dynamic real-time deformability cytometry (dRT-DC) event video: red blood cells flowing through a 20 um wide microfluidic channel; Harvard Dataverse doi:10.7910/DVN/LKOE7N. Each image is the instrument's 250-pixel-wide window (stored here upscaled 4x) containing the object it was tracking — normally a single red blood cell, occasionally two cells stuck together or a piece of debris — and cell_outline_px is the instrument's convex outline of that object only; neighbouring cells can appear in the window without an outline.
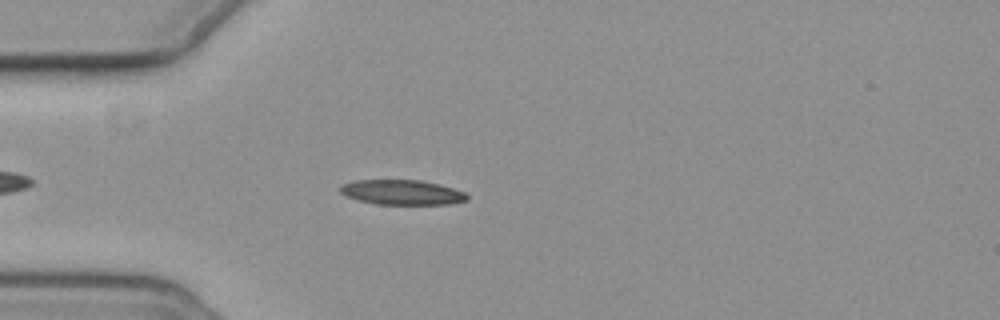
{"species": "common noctule bat (a hibernating species)", "species_latin": "Nyctalus noctula", "temperature_condition": "cold", "stored_images_in_passage": 3, "camera_frame_rate_fps": 3000, "um_per_image_px": 0.085, "animal": {"sex": "female", "body_mass_g": 19.3, "forearm_length_mm": 54.1}, "frame": {"image": 1, "passage_image": 2, "time_ms": 1.0, "image_size_px": [1000, 320], "cell_outline_px": [[468, 200], [452, 204], [376, 204], [360, 200], [348, 196], [340, 192], [340, 188], [344, 184], [356, 180], [420, 180], [452, 188], [464, 192], [468, 196]], "centroid_in_image_um": [34.2, 16.35], "position_along_channel_um": 50.8, "area_um2": 18.09}}